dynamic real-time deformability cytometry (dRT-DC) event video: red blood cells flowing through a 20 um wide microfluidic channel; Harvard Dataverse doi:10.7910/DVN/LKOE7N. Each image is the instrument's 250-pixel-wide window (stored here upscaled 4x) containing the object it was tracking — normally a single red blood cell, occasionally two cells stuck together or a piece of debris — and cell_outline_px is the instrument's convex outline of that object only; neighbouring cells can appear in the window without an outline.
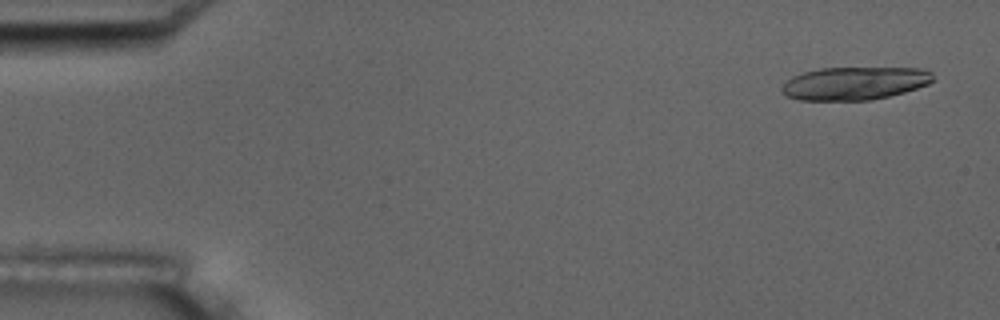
{"species": "common noctule bat (a hibernating species)", "species_latin": "Nyctalus noctula", "temperature_condition": "room temperature", "stored_images_in_passage": 9, "segment_of_instrument_passage": [1, 2], "camera_frame_rate_fps": 3000, "um_per_image_px": 0.085, "animal": {"sex": "male", "body_mass_g": 17.5, "forearm_length_mm": 52.3}, "frame": {"image": 1, "passage_image": 1, "time_ms": 0.0, "image_size_px": [1000, 320], "cell_outline_px": [[936, 80], [928, 84], [904, 92], [872, 100], [800, 100], [788, 96], [780, 92], [780, 88], [792, 76], [804, 72], [820, 68], [920, 68], [932, 72]], "centroid_in_image_um": [72.65, 7.08], "position_along_channel_um": 12.3, "area_um2": 29.13}}